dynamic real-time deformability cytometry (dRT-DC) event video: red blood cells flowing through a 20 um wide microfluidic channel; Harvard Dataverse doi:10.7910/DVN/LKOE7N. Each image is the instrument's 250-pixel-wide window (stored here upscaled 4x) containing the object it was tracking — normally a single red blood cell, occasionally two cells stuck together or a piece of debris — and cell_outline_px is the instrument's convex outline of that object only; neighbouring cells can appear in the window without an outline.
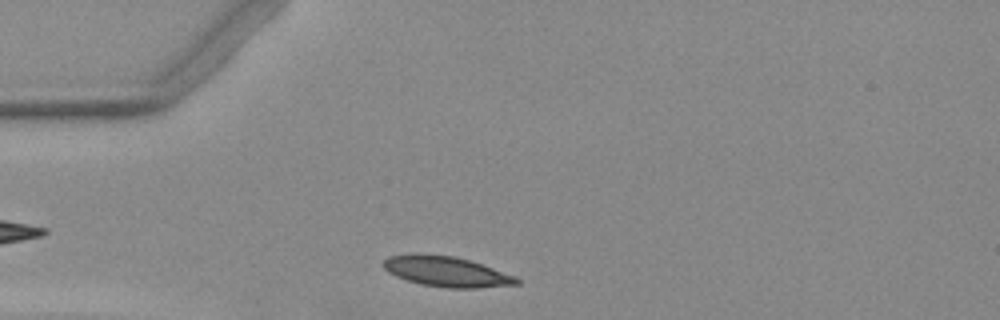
{"species": "Egyptian fruit bat (a non-hibernating species)", "species_latin": "Rousettus aegyptiacus", "temperature_condition": "warm", "stored_images_in_passage": 31, "camera_frame_rate_fps": 3000, "um_per_image_px": 0.085, "animal": {"sex": "female"}, "frame": {"image": 1, "passage_image": 3, "time_ms": 0.667, "image_size_px": [1000, 320], "cell_outline_px": [[520, 284], [476, 288], [444, 288], [420, 284], [396, 276], [388, 272], [380, 264], [388, 256], [416, 252], [452, 256], [468, 260], [516, 276], [520, 280]], "centroid_in_image_um": [37.89, 23.07], "position_along_channel_um": 47.1, "area_um2": 23.7}}
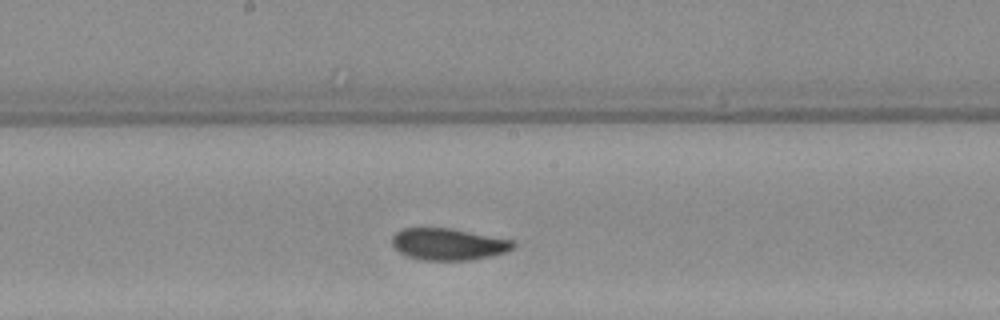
{"frame": {"image": 2, "passage_image": 17, "time_ms": 5.333, "image_size_px": [1000, 320], "cell_outline_px": [[516, 244], [512, 248], [504, 252], [472, 260], [420, 260], [408, 256], [400, 252], [392, 244], [392, 236], [396, 232], [404, 228], [448, 228], [512, 240]], "centroid_in_image_um": [38.07, 20.76], "position_along_channel_um": 210.1, "area_um2": 22.08}}
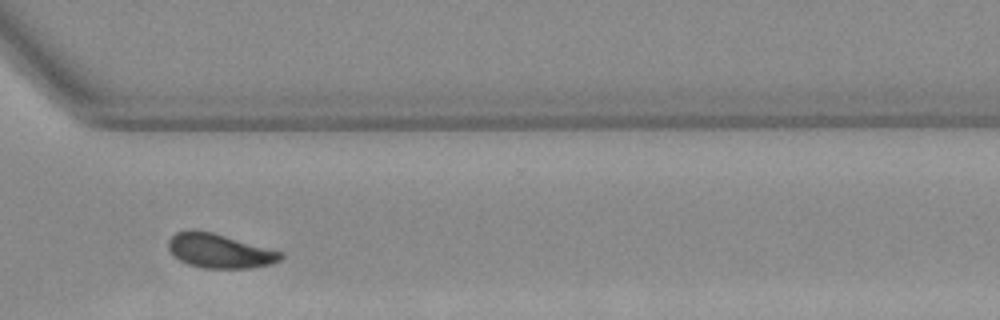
{"frame": {"image": 3, "passage_image": 28, "time_ms": 9.0, "image_size_px": [1000, 320], "cell_outline_px": [[284, 256], [280, 260], [272, 264], [248, 268], [204, 268], [188, 264], [180, 260], [168, 248], [168, 240], [176, 232], [188, 228], [196, 228], [212, 232], [284, 252]], "centroid_in_image_um": [18.66, 21.3], "position_along_channel_um": 351.9, "area_um2": 22.6}}